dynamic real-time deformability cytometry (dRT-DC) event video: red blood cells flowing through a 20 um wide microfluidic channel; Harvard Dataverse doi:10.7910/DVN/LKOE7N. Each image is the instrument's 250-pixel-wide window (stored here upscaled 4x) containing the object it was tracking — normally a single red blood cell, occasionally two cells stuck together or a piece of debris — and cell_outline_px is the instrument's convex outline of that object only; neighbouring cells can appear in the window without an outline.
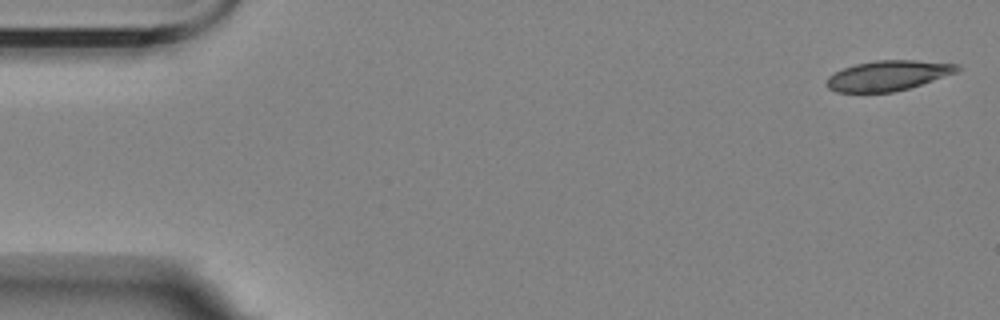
{"species": "Egyptian fruit bat (a non-hibernating species)", "species_latin": "Rousettus aegyptiacus", "temperature_condition": "room temperature", "stored_images_in_passage": 6, "camera_frame_rate_fps": 3000, "um_per_image_px": 0.085, "animal": {"sex": "female"}, "frame": {"image": 1, "passage_image": 1, "time_ms": 0.0, "image_size_px": [1000, 320], "cell_outline_px": [[960, 68], [956, 72], [908, 88], [892, 92], [836, 92], [828, 88], [828, 76], [844, 68], [856, 64], [876, 60], [916, 60], [960, 64]], "centroid_in_image_um": [75.48, 6.41], "position_along_channel_um": 9.5, "area_um2": 22.54}}
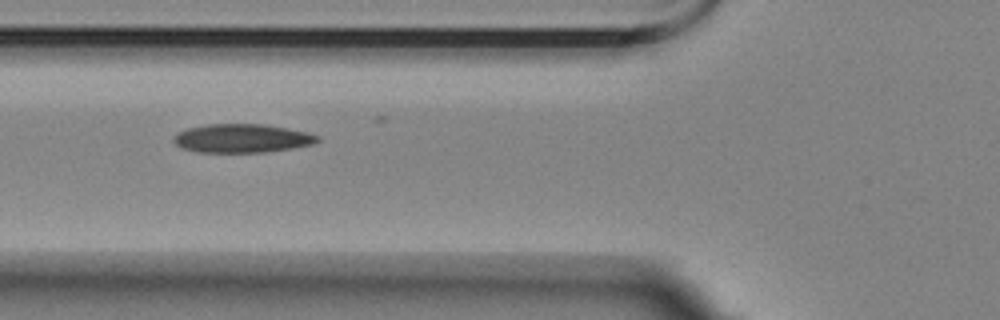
{"frame": {"image": 2, "passage_image": 5, "time_ms": 6.333, "image_size_px": [1000, 320], "cell_outline_px": [[320, 140], [312, 144], [292, 148], [264, 152], [196, 152], [180, 148], [172, 140], [172, 136], [188, 128], [208, 124], [264, 124], [288, 128], [308, 132], [320, 136]], "centroid_in_image_um": [20.56, 11.75], "position_along_channel_um": 105.2, "area_um2": 24.1}}
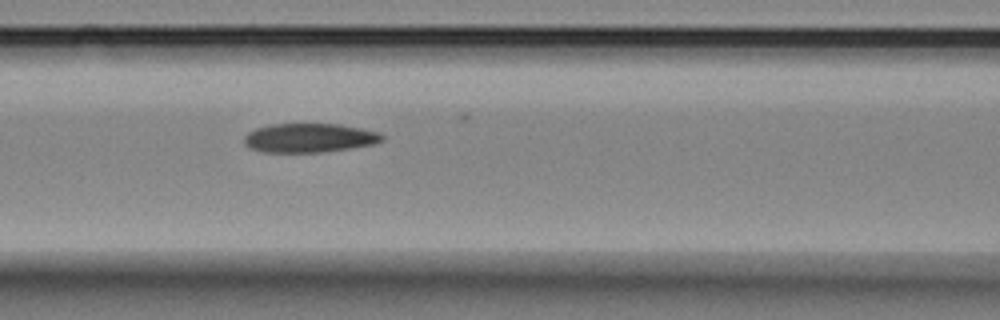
{"frame": {"image": 3, "passage_image": 6, "time_ms": 7.333, "image_size_px": [1000, 320], "cell_outline_px": [[384, 140], [376, 144], [320, 152], [260, 152], [248, 148], [244, 144], [244, 136], [248, 132], [256, 128], [272, 124], [340, 124], [360, 128], [376, 132], [384, 136]], "centroid_in_image_um": [26.25, 11.72], "position_along_channel_um": 140.3, "area_um2": 23.35}}